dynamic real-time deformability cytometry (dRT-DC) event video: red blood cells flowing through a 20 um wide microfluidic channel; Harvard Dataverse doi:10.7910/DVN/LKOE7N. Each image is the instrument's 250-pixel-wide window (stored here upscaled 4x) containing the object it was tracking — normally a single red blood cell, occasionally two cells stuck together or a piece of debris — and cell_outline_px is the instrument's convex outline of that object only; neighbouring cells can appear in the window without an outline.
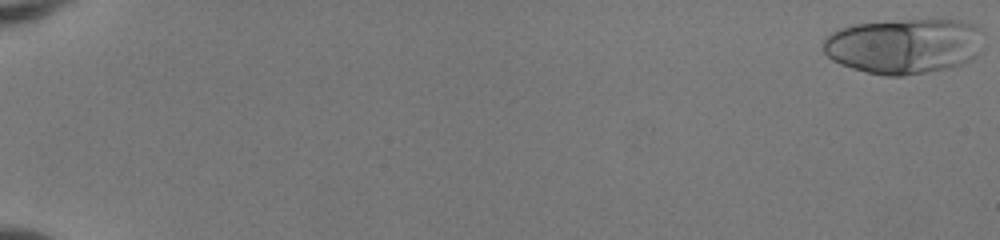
{"species": "human", "species_latin": "Homo sapiens", "temperature_condition": "room temperature", "stored_images_in_passage": 52, "camera_frame_rate_fps": 3000, "um_per_image_px": 0.085, "donor": {"sex": "female"}, "frame": {"image": 1, "passage_image": 1, "time_ms": 0.0, "image_size_px": [1000, 240], "cell_outline_px": [[980, 52], [976, 56], [960, 64], [948, 68], [904, 76], [884, 76], [852, 68], [840, 64], [832, 60], [824, 52], [824, 40], [832, 32], [840, 28], [852, 24], [936, 16], [960, 20], [976, 24], [980, 28]], "centroid_in_image_um": [76.87, 3.86], "position_along_channel_um": 8.1, "area_um2": 52.66}}
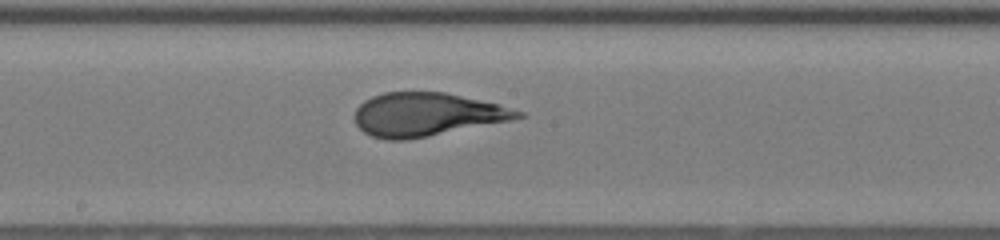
{"frame": {"image": 2, "passage_image": 31, "time_ms": 10.0, "image_size_px": [1000, 240], "cell_outline_px": [[528, 116], [512, 120], [428, 136], [404, 140], [388, 140], [372, 136], [364, 132], [356, 124], [356, 108], [364, 100], [372, 96], [384, 92], [444, 92], [500, 104], [524, 112]], "centroid_in_image_um": [36.3, 9.72], "position_along_channel_um": 211.9, "area_um2": 41.15}}
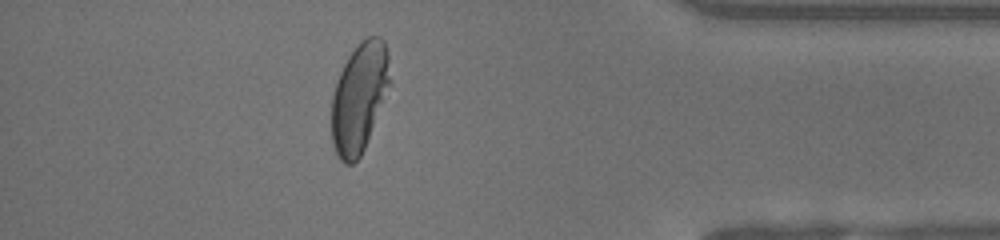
{"frame": {"image": 3, "passage_image": 47, "time_ms": 15.333, "image_size_px": [1000, 240], "cell_outline_px": [[392, 84], [364, 148], [360, 156], [352, 164], [344, 164], [340, 160], [332, 144], [332, 96], [340, 72], [348, 56], [360, 40], [368, 36], [380, 36], [384, 40], [388, 52], [392, 80]], "centroid_in_image_um": [30.58, 8.25], "position_along_channel_um": 404.6, "area_um2": 37.69}, "authors_computed_cell_mechanics": {"area_um2": 41.905, "velocity_mm_per_s": 4.103, "shape_relaxation_time_tau1_ms": 6.2654, "shape_relaxation_time_tau2_ms": null, "deformation_change_tau1": 0.2793, "deformation_change_tau2": null}}